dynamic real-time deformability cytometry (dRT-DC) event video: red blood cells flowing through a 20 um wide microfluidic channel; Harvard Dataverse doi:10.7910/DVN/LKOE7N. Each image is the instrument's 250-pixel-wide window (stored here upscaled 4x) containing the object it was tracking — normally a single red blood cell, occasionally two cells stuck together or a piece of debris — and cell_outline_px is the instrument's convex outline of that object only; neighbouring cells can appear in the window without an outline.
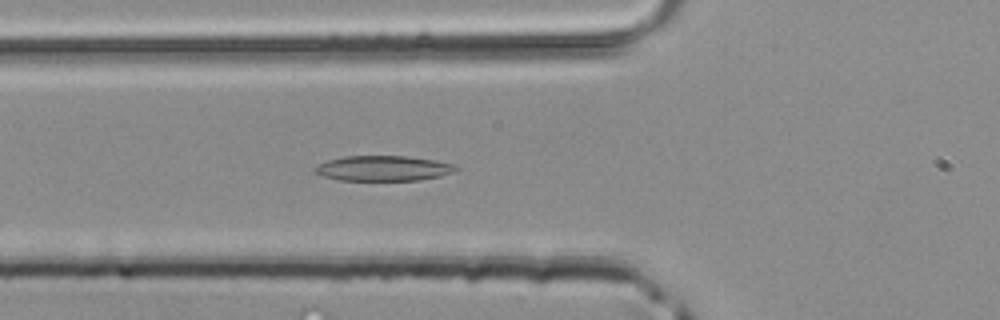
{"species": "common noctule bat (a hibernating species)", "species_latin": "Nyctalus noctula", "temperature_condition": "room temperature", "stored_images_in_passage": 33, "camera_frame_rate_fps": 3000, "um_per_image_px": 0.085, "animal": {"sex": "male", "body_mass_g": 20.4}, "frame": {"image": 1, "passage_image": 10, "time_ms": 3.0, "image_size_px": [1000, 320], "cell_outline_px": [[460, 168], [456, 172], [440, 176], [420, 180], [340, 180], [324, 176], [312, 172], [312, 168], [328, 160], [344, 156], [408, 156], [436, 160], [452, 164]], "centroid_in_image_um": [32.59, 14.3], "position_along_channel_um": 93.2, "area_um2": 20.81}}
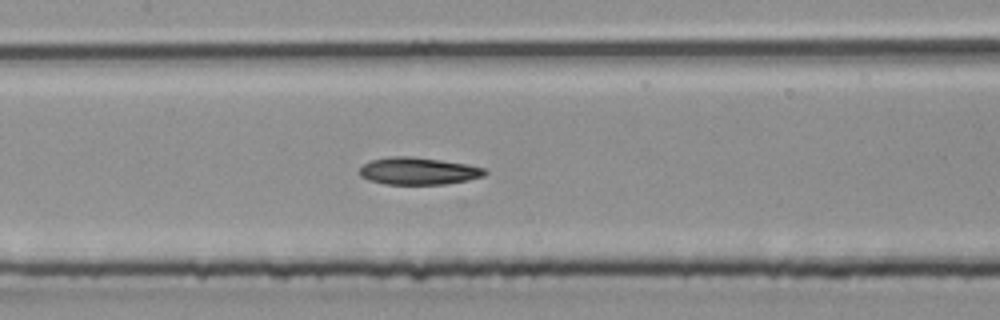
{"frame": {"image": 2, "passage_image": 15, "time_ms": 4.667, "image_size_px": [1000, 320], "cell_outline_px": [[488, 172], [484, 176], [468, 180], [444, 184], [384, 184], [368, 180], [360, 176], [360, 168], [364, 164], [372, 160], [388, 156], [412, 156], [468, 164], [484, 168]], "centroid_in_image_um": [35.56, 14.53], "position_along_channel_um": 171.8, "area_um2": 19.94}}
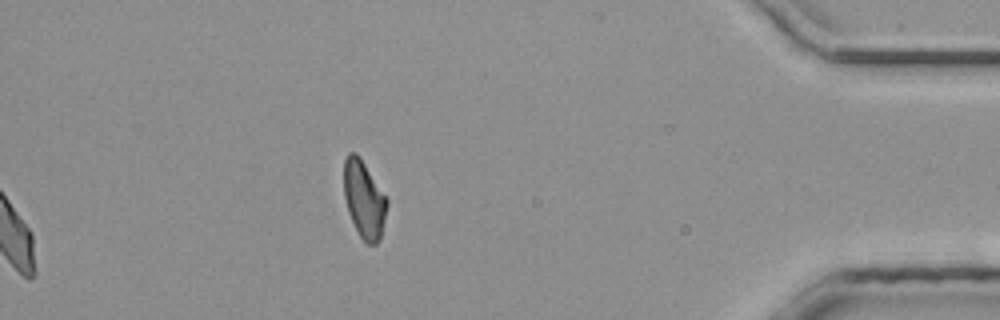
{"frame": {"image": 3, "passage_image": 33, "time_ms": 10.667, "image_size_px": [1000, 320], "cell_outline_px": [[388, 204], [380, 240], [376, 244], [368, 244], [360, 236], [348, 212], [344, 196], [344, 160], [348, 152], [356, 152], [360, 156], [388, 200]], "centroid_in_image_um": [30.94, 16.92], "position_along_channel_um": 404.3, "area_um2": 19.36}}